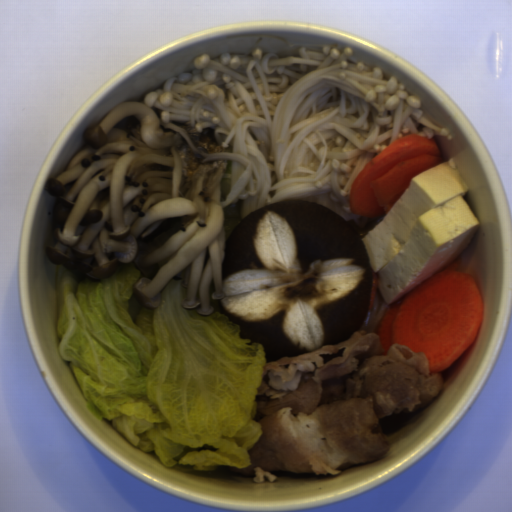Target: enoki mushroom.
I'll return each instance as SVG.
<instances>
[{"label": "enoki mushroom", "mask_w": 512, "mask_h": 512, "mask_svg": "<svg viewBox=\"0 0 512 512\" xmlns=\"http://www.w3.org/2000/svg\"><path fill=\"white\" fill-rule=\"evenodd\" d=\"M353 54L327 45L285 58L259 47L249 55L205 53L145 94L162 131L182 135L206 162L226 163L219 187L226 239L258 208L303 200L332 210L363 240L387 214L353 215L351 189L362 169L408 134L452 141L418 96L378 67L350 63ZM182 123L214 129L232 152L196 150Z\"/></svg>", "instance_id": "obj_1"}]
</instances>
